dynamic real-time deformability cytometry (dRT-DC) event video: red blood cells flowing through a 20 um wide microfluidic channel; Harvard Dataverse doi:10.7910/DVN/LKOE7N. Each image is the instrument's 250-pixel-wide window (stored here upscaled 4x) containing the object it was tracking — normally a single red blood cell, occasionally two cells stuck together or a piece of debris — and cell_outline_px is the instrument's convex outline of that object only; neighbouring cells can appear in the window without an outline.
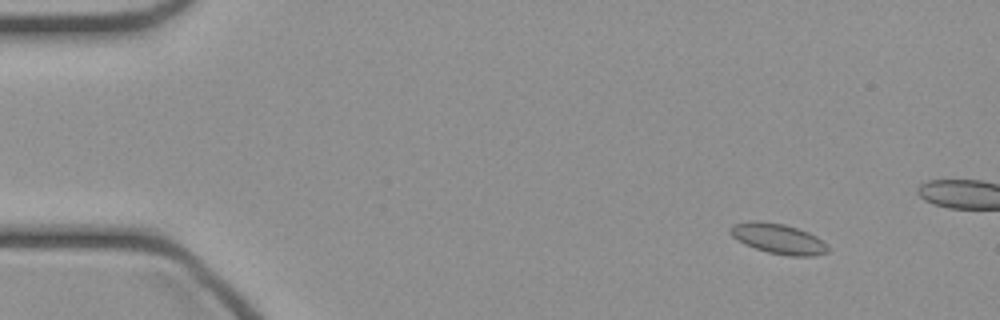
{"species": "common noctule bat (a hibernating species)", "species_latin": "Nyctalus noctula", "temperature_condition": "cold", "stored_images_in_passage": 14, "camera_frame_rate_fps": 3000, "um_per_image_px": 0.085, "animal": {"sex": "female", "body_mass_g": 21.9}, "frame": {"image": 1, "passage_image": 5, "time_ms": 1.333, "image_size_px": [1000, 320], "cell_outline_px": [[828, 252], [816, 256], [788, 256], [768, 252], [744, 244], [732, 236], [728, 232], [732, 224], [752, 220], [784, 224], [808, 232], [816, 236], [828, 244]], "centroid_in_image_um": [66.16, 20.29], "position_along_channel_um": 18.8, "area_um2": 17.22}}